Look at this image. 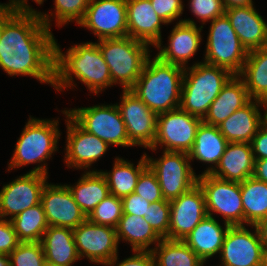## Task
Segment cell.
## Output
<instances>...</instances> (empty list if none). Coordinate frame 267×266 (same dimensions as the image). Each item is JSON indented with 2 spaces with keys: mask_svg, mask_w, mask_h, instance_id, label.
Here are the masks:
<instances>
[{
  "mask_svg": "<svg viewBox=\"0 0 267 266\" xmlns=\"http://www.w3.org/2000/svg\"><path fill=\"white\" fill-rule=\"evenodd\" d=\"M54 39L39 15L15 14L2 32L0 68L53 86Z\"/></svg>",
  "mask_w": 267,
  "mask_h": 266,
  "instance_id": "cell-1",
  "label": "cell"
},
{
  "mask_svg": "<svg viewBox=\"0 0 267 266\" xmlns=\"http://www.w3.org/2000/svg\"><path fill=\"white\" fill-rule=\"evenodd\" d=\"M67 50L63 53L54 39L52 87L57 92L76 87L73 77L80 80L91 93L96 95L113 86L109 67L96 42L75 44Z\"/></svg>",
  "mask_w": 267,
  "mask_h": 266,
  "instance_id": "cell-2",
  "label": "cell"
},
{
  "mask_svg": "<svg viewBox=\"0 0 267 266\" xmlns=\"http://www.w3.org/2000/svg\"><path fill=\"white\" fill-rule=\"evenodd\" d=\"M183 75V67L150 56L130 90L158 115L180 108Z\"/></svg>",
  "mask_w": 267,
  "mask_h": 266,
  "instance_id": "cell-3",
  "label": "cell"
},
{
  "mask_svg": "<svg viewBox=\"0 0 267 266\" xmlns=\"http://www.w3.org/2000/svg\"><path fill=\"white\" fill-rule=\"evenodd\" d=\"M58 125L59 120L57 119L44 120L29 116L28 122L17 140L7 171L37 163L38 165L29 173L48 176V166L44 162L52 158V153L58 150L57 144L61 135Z\"/></svg>",
  "mask_w": 267,
  "mask_h": 266,
  "instance_id": "cell-4",
  "label": "cell"
},
{
  "mask_svg": "<svg viewBox=\"0 0 267 266\" xmlns=\"http://www.w3.org/2000/svg\"><path fill=\"white\" fill-rule=\"evenodd\" d=\"M232 76L227 69L202 61L184 68L180 108L203 119L211 103Z\"/></svg>",
  "mask_w": 267,
  "mask_h": 266,
  "instance_id": "cell-5",
  "label": "cell"
},
{
  "mask_svg": "<svg viewBox=\"0 0 267 266\" xmlns=\"http://www.w3.org/2000/svg\"><path fill=\"white\" fill-rule=\"evenodd\" d=\"M97 44L109 67L112 84L131 89L151 56L149 44L129 36L100 39Z\"/></svg>",
  "mask_w": 267,
  "mask_h": 266,
  "instance_id": "cell-6",
  "label": "cell"
},
{
  "mask_svg": "<svg viewBox=\"0 0 267 266\" xmlns=\"http://www.w3.org/2000/svg\"><path fill=\"white\" fill-rule=\"evenodd\" d=\"M203 62L239 75L248 56L228 17L224 14L210 22Z\"/></svg>",
  "mask_w": 267,
  "mask_h": 266,
  "instance_id": "cell-7",
  "label": "cell"
},
{
  "mask_svg": "<svg viewBox=\"0 0 267 266\" xmlns=\"http://www.w3.org/2000/svg\"><path fill=\"white\" fill-rule=\"evenodd\" d=\"M68 114L87 132L109 146L133 147L127 136L125 123L116 104L70 108Z\"/></svg>",
  "mask_w": 267,
  "mask_h": 266,
  "instance_id": "cell-8",
  "label": "cell"
},
{
  "mask_svg": "<svg viewBox=\"0 0 267 266\" xmlns=\"http://www.w3.org/2000/svg\"><path fill=\"white\" fill-rule=\"evenodd\" d=\"M202 119L177 108L157 115L156 137L149 148L189 153ZM165 148V149H164Z\"/></svg>",
  "mask_w": 267,
  "mask_h": 266,
  "instance_id": "cell-9",
  "label": "cell"
},
{
  "mask_svg": "<svg viewBox=\"0 0 267 266\" xmlns=\"http://www.w3.org/2000/svg\"><path fill=\"white\" fill-rule=\"evenodd\" d=\"M146 158L157 176L164 199L171 201L197 184L198 175L190 164L188 153L163 151L159 159L147 154Z\"/></svg>",
  "mask_w": 267,
  "mask_h": 266,
  "instance_id": "cell-10",
  "label": "cell"
},
{
  "mask_svg": "<svg viewBox=\"0 0 267 266\" xmlns=\"http://www.w3.org/2000/svg\"><path fill=\"white\" fill-rule=\"evenodd\" d=\"M197 183L204 193L209 216L213 217V213H216L222 215L223 221L230 226L243 225L240 182L225 181L211 174H199Z\"/></svg>",
  "mask_w": 267,
  "mask_h": 266,
  "instance_id": "cell-11",
  "label": "cell"
},
{
  "mask_svg": "<svg viewBox=\"0 0 267 266\" xmlns=\"http://www.w3.org/2000/svg\"><path fill=\"white\" fill-rule=\"evenodd\" d=\"M229 226L220 252L219 266H265L264 244L256 225Z\"/></svg>",
  "mask_w": 267,
  "mask_h": 266,
  "instance_id": "cell-12",
  "label": "cell"
},
{
  "mask_svg": "<svg viewBox=\"0 0 267 266\" xmlns=\"http://www.w3.org/2000/svg\"><path fill=\"white\" fill-rule=\"evenodd\" d=\"M78 26L91 30L98 40L127 36L126 0H91Z\"/></svg>",
  "mask_w": 267,
  "mask_h": 266,
  "instance_id": "cell-13",
  "label": "cell"
},
{
  "mask_svg": "<svg viewBox=\"0 0 267 266\" xmlns=\"http://www.w3.org/2000/svg\"><path fill=\"white\" fill-rule=\"evenodd\" d=\"M47 178V175L27 172L4 184L0 190V218L11 220L26 209L41 203Z\"/></svg>",
  "mask_w": 267,
  "mask_h": 266,
  "instance_id": "cell-14",
  "label": "cell"
},
{
  "mask_svg": "<svg viewBox=\"0 0 267 266\" xmlns=\"http://www.w3.org/2000/svg\"><path fill=\"white\" fill-rule=\"evenodd\" d=\"M74 241L80 257L91 263L104 265L118 254L116 228L98 225L86 219L73 229Z\"/></svg>",
  "mask_w": 267,
  "mask_h": 266,
  "instance_id": "cell-15",
  "label": "cell"
},
{
  "mask_svg": "<svg viewBox=\"0 0 267 266\" xmlns=\"http://www.w3.org/2000/svg\"><path fill=\"white\" fill-rule=\"evenodd\" d=\"M122 91L121 102L116 105L125 123L129 141L134 146L149 149L156 137L157 114L130 89Z\"/></svg>",
  "mask_w": 267,
  "mask_h": 266,
  "instance_id": "cell-16",
  "label": "cell"
},
{
  "mask_svg": "<svg viewBox=\"0 0 267 266\" xmlns=\"http://www.w3.org/2000/svg\"><path fill=\"white\" fill-rule=\"evenodd\" d=\"M67 127L64 162L67 168L88 169L96 163L110 147L105 141L84 130L63 110ZM87 169V170H86Z\"/></svg>",
  "mask_w": 267,
  "mask_h": 266,
  "instance_id": "cell-17",
  "label": "cell"
},
{
  "mask_svg": "<svg viewBox=\"0 0 267 266\" xmlns=\"http://www.w3.org/2000/svg\"><path fill=\"white\" fill-rule=\"evenodd\" d=\"M207 215L205 196L197 183L170 201L169 239L184 240Z\"/></svg>",
  "mask_w": 267,
  "mask_h": 266,
  "instance_id": "cell-18",
  "label": "cell"
},
{
  "mask_svg": "<svg viewBox=\"0 0 267 266\" xmlns=\"http://www.w3.org/2000/svg\"><path fill=\"white\" fill-rule=\"evenodd\" d=\"M41 204L49 226L73 230L87 219L66 184L47 183L42 191Z\"/></svg>",
  "mask_w": 267,
  "mask_h": 266,
  "instance_id": "cell-19",
  "label": "cell"
},
{
  "mask_svg": "<svg viewBox=\"0 0 267 266\" xmlns=\"http://www.w3.org/2000/svg\"><path fill=\"white\" fill-rule=\"evenodd\" d=\"M202 26L192 19H181L176 22L168 36V45L158 43L156 56L165 63L188 67V61L196 54L202 41Z\"/></svg>",
  "mask_w": 267,
  "mask_h": 266,
  "instance_id": "cell-20",
  "label": "cell"
},
{
  "mask_svg": "<svg viewBox=\"0 0 267 266\" xmlns=\"http://www.w3.org/2000/svg\"><path fill=\"white\" fill-rule=\"evenodd\" d=\"M127 36L152 47L163 43L161 27L167 23L154 11L150 0H126Z\"/></svg>",
  "mask_w": 267,
  "mask_h": 266,
  "instance_id": "cell-21",
  "label": "cell"
},
{
  "mask_svg": "<svg viewBox=\"0 0 267 266\" xmlns=\"http://www.w3.org/2000/svg\"><path fill=\"white\" fill-rule=\"evenodd\" d=\"M225 15L248 52L267 46V23L254 5L225 9Z\"/></svg>",
  "mask_w": 267,
  "mask_h": 266,
  "instance_id": "cell-22",
  "label": "cell"
},
{
  "mask_svg": "<svg viewBox=\"0 0 267 266\" xmlns=\"http://www.w3.org/2000/svg\"><path fill=\"white\" fill-rule=\"evenodd\" d=\"M254 165L251 143L228 142L218 165L210 174L225 181L243 182L253 176Z\"/></svg>",
  "mask_w": 267,
  "mask_h": 266,
  "instance_id": "cell-23",
  "label": "cell"
},
{
  "mask_svg": "<svg viewBox=\"0 0 267 266\" xmlns=\"http://www.w3.org/2000/svg\"><path fill=\"white\" fill-rule=\"evenodd\" d=\"M261 106L260 100H251L218 125L219 131L228 142L251 143L263 124Z\"/></svg>",
  "mask_w": 267,
  "mask_h": 266,
  "instance_id": "cell-24",
  "label": "cell"
},
{
  "mask_svg": "<svg viewBox=\"0 0 267 266\" xmlns=\"http://www.w3.org/2000/svg\"><path fill=\"white\" fill-rule=\"evenodd\" d=\"M251 100L244 81L238 75H233L211 103L202 121L208 125L218 126Z\"/></svg>",
  "mask_w": 267,
  "mask_h": 266,
  "instance_id": "cell-25",
  "label": "cell"
},
{
  "mask_svg": "<svg viewBox=\"0 0 267 266\" xmlns=\"http://www.w3.org/2000/svg\"><path fill=\"white\" fill-rule=\"evenodd\" d=\"M229 224L220 225L215 217L207 215L183 240L203 262L220 254Z\"/></svg>",
  "mask_w": 267,
  "mask_h": 266,
  "instance_id": "cell-26",
  "label": "cell"
},
{
  "mask_svg": "<svg viewBox=\"0 0 267 266\" xmlns=\"http://www.w3.org/2000/svg\"><path fill=\"white\" fill-rule=\"evenodd\" d=\"M227 139L221 134L218 126L201 123L198 127L189 159L210 164L202 174H210L218 165L225 148Z\"/></svg>",
  "mask_w": 267,
  "mask_h": 266,
  "instance_id": "cell-27",
  "label": "cell"
},
{
  "mask_svg": "<svg viewBox=\"0 0 267 266\" xmlns=\"http://www.w3.org/2000/svg\"><path fill=\"white\" fill-rule=\"evenodd\" d=\"M41 244L45 260L57 266H74L75 262L81 260L72 229L49 226L43 234Z\"/></svg>",
  "mask_w": 267,
  "mask_h": 266,
  "instance_id": "cell-28",
  "label": "cell"
},
{
  "mask_svg": "<svg viewBox=\"0 0 267 266\" xmlns=\"http://www.w3.org/2000/svg\"><path fill=\"white\" fill-rule=\"evenodd\" d=\"M66 185L86 217L103 199L110 195L106 178L97 169L85 171L75 185Z\"/></svg>",
  "mask_w": 267,
  "mask_h": 266,
  "instance_id": "cell-29",
  "label": "cell"
},
{
  "mask_svg": "<svg viewBox=\"0 0 267 266\" xmlns=\"http://www.w3.org/2000/svg\"><path fill=\"white\" fill-rule=\"evenodd\" d=\"M118 243H129L132 251H152L150 245H157L162 238L143 217L123 214L116 227Z\"/></svg>",
  "mask_w": 267,
  "mask_h": 266,
  "instance_id": "cell-30",
  "label": "cell"
},
{
  "mask_svg": "<svg viewBox=\"0 0 267 266\" xmlns=\"http://www.w3.org/2000/svg\"><path fill=\"white\" fill-rule=\"evenodd\" d=\"M113 165L112 171H100L106 178L110 194L123 198L135 191L138 178L148 166V161L144 153L137 166L120 157L115 158Z\"/></svg>",
  "mask_w": 267,
  "mask_h": 266,
  "instance_id": "cell-31",
  "label": "cell"
},
{
  "mask_svg": "<svg viewBox=\"0 0 267 266\" xmlns=\"http://www.w3.org/2000/svg\"><path fill=\"white\" fill-rule=\"evenodd\" d=\"M252 100L267 98V46L248 52L243 69L238 75Z\"/></svg>",
  "mask_w": 267,
  "mask_h": 266,
  "instance_id": "cell-32",
  "label": "cell"
},
{
  "mask_svg": "<svg viewBox=\"0 0 267 266\" xmlns=\"http://www.w3.org/2000/svg\"><path fill=\"white\" fill-rule=\"evenodd\" d=\"M243 225H257L267 218V183L251 176L240 182Z\"/></svg>",
  "mask_w": 267,
  "mask_h": 266,
  "instance_id": "cell-33",
  "label": "cell"
},
{
  "mask_svg": "<svg viewBox=\"0 0 267 266\" xmlns=\"http://www.w3.org/2000/svg\"><path fill=\"white\" fill-rule=\"evenodd\" d=\"M155 266H200L203 261L183 240L162 239L152 247Z\"/></svg>",
  "mask_w": 267,
  "mask_h": 266,
  "instance_id": "cell-34",
  "label": "cell"
},
{
  "mask_svg": "<svg viewBox=\"0 0 267 266\" xmlns=\"http://www.w3.org/2000/svg\"><path fill=\"white\" fill-rule=\"evenodd\" d=\"M20 242H41L49 227L41 203L21 212L10 220Z\"/></svg>",
  "mask_w": 267,
  "mask_h": 266,
  "instance_id": "cell-35",
  "label": "cell"
},
{
  "mask_svg": "<svg viewBox=\"0 0 267 266\" xmlns=\"http://www.w3.org/2000/svg\"><path fill=\"white\" fill-rule=\"evenodd\" d=\"M91 0H54V13L51 11L49 14L40 12L39 18L43 24L51 30L50 22L51 16L57 23L56 26L61 27L69 22H75L78 25L85 16L86 9L89 6ZM50 15V16H49Z\"/></svg>",
  "mask_w": 267,
  "mask_h": 266,
  "instance_id": "cell-36",
  "label": "cell"
},
{
  "mask_svg": "<svg viewBox=\"0 0 267 266\" xmlns=\"http://www.w3.org/2000/svg\"><path fill=\"white\" fill-rule=\"evenodd\" d=\"M122 215V199L110 194L94 208L87 219L94 224L116 228Z\"/></svg>",
  "mask_w": 267,
  "mask_h": 266,
  "instance_id": "cell-37",
  "label": "cell"
},
{
  "mask_svg": "<svg viewBox=\"0 0 267 266\" xmlns=\"http://www.w3.org/2000/svg\"><path fill=\"white\" fill-rule=\"evenodd\" d=\"M8 257L10 266H43L45 262L41 242H21Z\"/></svg>",
  "mask_w": 267,
  "mask_h": 266,
  "instance_id": "cell-38",
  "label": "cell"
},
{
  "mask_svg": "<svg viewBox=\"0 0 267 266\" xmlns=\"http://www.w3.org/2000/svg\"><path fill=\"white\" fill-rule=\"evenodd\" d=\"M169 218L170 201L166 199L151 203L143 217L162 239H169Z\"/></svg>",
  "mask_w": 267,
  "mask_h": 266,
  "instance_id": "cell-39",
  "label": "cell"
},
{
  "mask_svg": "<svg viewBox=\"0 0 267 266\" xmlns=\"http://www.w3.org/2000/svg\"><path fill=\"white\" fill-rule=\"evenodd\" d=\"M134 193L150 203L164 200L157 176L149 165L141 172Z\"/></svg>",
  "mask_w": 267,
  "mask_h": 266,
  "instance_id": "cell-40",
  "label": "cell"
},
{
  "mask_svg": "<svg viewBox=\"0 0 267 266\" xmlns=\"http://www.w3.org/2000/svg\"><path fill=\"white\" fill-rule=\"evenodd\" d=\"M189 7L192 14L201 20L202 27L205 22H210L225 14L222 0H190Z\"/></svg>",
  "mask_w": 267,
  "mask_h": 266,
  "instance_id": "cell-41",
  "label": "cell"
},
{
  "mask_svg": "<svg viewBox=\"0 0 267 266\" xmlns=\"http://www.w3.org/2000/svg\"><path fill=\"white\" fill-rule=\"evenodd\" d=\"M156 14L167 25L178 19L183 14L184 3L182 0H150Z\"/></svg>",
  "mask_w": 267,
  "mask_h": 266,
  "instance_id": "cell-42",
  "label": "cell"
},
{
  "mask_svg": "<svg viewBox=\"0 0 267 266\" xmlns=\"http://www.w3.org/2000/svg\"><path fill=\"white\" fill-rule=\"evenodd\" d=\"M21 242L10 220L0 218V255H9Z\"/></svg>",
  "mask_w": 267,
  "mask_h": 266,
  "instance_id": "cell-43",
  "label": "cell"
},
{
  "mask_svg": "<svg viewBox=\"0 0 267 266\" xmlns=\"http://www.w3.org/2000/svg\"><path fill=\"white\" fill-rule=\"evenodd\" d=\"M132 256L118 261V254L104 266H155V258L152 251H133ZM119 262V263H117Z\"/></svg>",
  "mask_w": 267,
  "mask_h": 266,
  "instance_id": "cell-44",
  "label": "cell"
},
{
  "mask_svg": "<svg viewBox=\"0 0 267 266\" xmlns=\"http://www.w3.org/2000/svg\"><path fill=\"white\" fill-rule=\"evenodd\" d=\"M122 199L123 214H132L139 217L146 216L150 202L136 193L124 196Z\"/></svg>",
  "mask_w": 267,
  "mask_h": 266,
  "instance_id": "cell-45",
  "label": "cell"
},
{
  "mask_svg": "<svg viewBox=\"0 0 267 266\" xmlns=\"http://www.w3.org/2000/svg\"><path fill=\"white\" fill-rule=\"evenodd\" d=\"M255 160L267 158V126L262 124L251 141Z\"/></svg>",
  "mask_w": 267,
  "mask_h": 266,
  "instance_id": "cell-46",
  "label": "cell"
},
{
  "mask_svg": "<svg viewBox=\"0 0 267 266\" xmlns=\"http://www.w3.org/2000/svg\"><path fill=\"white\" fill-rule=\"evenodd\" d=\"M35 3L41 5L44 0H32ZM7 5L16 13V14H35L39 15L40 11L33 9L30 5H28L27 0H9Z\"/></svg>",
  "mask_w": 267,
  "mask_h": 266,
  "instance_id": "cell-47",
  "label": "cell"
},
{
  "mask_svg": "<svg viewBox=\"0 0 267 266\" xmlns=\"http://www.w3.org/2000/svg\"><path fill=\"white\" fill-rule=\"evenodd\" d=\"M16 13L7 5L0 3V43L2 32L5 28V24L15 15Z\"/></svg>",
  "mask_w": 267,
  "mask_h": 266,
  "instance_id": "cell-48",
  "label": "cell"
},
{
  "mask_svg": "<svg viewBox=\"0 0 267 266\" xmlns=\"http://www.w3.org/2000/svg\"><path fill=\"white\" fill-rule=\"evenodd\" d=\"M253 177L267 183V158L255 160Z\"/></svg>",
  "mask_w": 267,
  "mask_h": 266,
  "instance_id": "cell-49",
  "label": "cell"
},
{
  "mask_svg": "<svg viewBox=\"0 0 267 266\" xmlns=\"http://www.w3.org/2000/svg\"><path fill=\"white\" fill-rule=\"evenodd\" d=\"M225 9L254 5L252 0H222Z\"/></svg>",
  "mask_w": 267,
  "mask_h": 266,
  "instance_id": "cell-50",
  "label": "cell"
},
{
  "mask_svg": "<svg viewBox=\"0 0 267 266\" xmlns=\"http://www.w3.org/2000/svg\"><path fill=\"white\" fill-rule=\"evenodd\" d=\"M261 240L262 242H267V218L264 220H261L257 225H256Z\"/></svg>",
  "mask_w": 267,
  "mask_h": 266,
  "instance_id": "cell-51",
  "label": "cell"
},
{
  "mask_svg": "<svg viewBox=\"0 0 267 266\" xmlns=\"http://www.w3.org/2000/svg\"><path fill=\"white\" fill-rule=\"evenodd\" d=\"M262 107L265 109L264 110V115H263V124L267 126V98L262 100Z\"/></svg>",
  "mask_w": 267,
  "mask_h": 266,
  "instance_id": "cell-52",
  "label": "cell"
},
{
  "mask_svg": "<svg viewBox=\"0 0 267 266\" xmlns=\"http://www.w3.org/2000/svg\"><path fill=\"white\" fill-rule=\"evenodd\" d=\"M0 266H10L9 257L7 255H0Z\"/></svg>",
  "mask_w": 267,
  "mask_h": 266,
  "instance_id": "cell-53",
  "label": "cell"
},
{
  "mask_svg": "<svg viewBox=\"0 0 267 266\" xmlns=\"http://www.w3.org/2000/svg\"><path fill=\"white\" fill-rule=\"evenodd\" d=\"M264 244V261H265V266H267V242H263Z\"/></svg>",
  "mask_w": 267,
  "mask_h": 266,
  "instance_id": "cell-54",
  "label": "cell"
},
{
  "mask_svg": "<svg viewBox=\"0 0 267 266\" xmlns=\"http://www.w3.org/2000/svg\"><path fill=\"white\" fill-rule=\"evenodd\" d=\"M43 266H57V265H55V264H53V263L48 262V261L45 260Z\"/></svg>",
  "mask_w": 267,
  "mask_h": 266,
  "instance_id": "cell-55",
  "label": "cell"
}]
</instances>
